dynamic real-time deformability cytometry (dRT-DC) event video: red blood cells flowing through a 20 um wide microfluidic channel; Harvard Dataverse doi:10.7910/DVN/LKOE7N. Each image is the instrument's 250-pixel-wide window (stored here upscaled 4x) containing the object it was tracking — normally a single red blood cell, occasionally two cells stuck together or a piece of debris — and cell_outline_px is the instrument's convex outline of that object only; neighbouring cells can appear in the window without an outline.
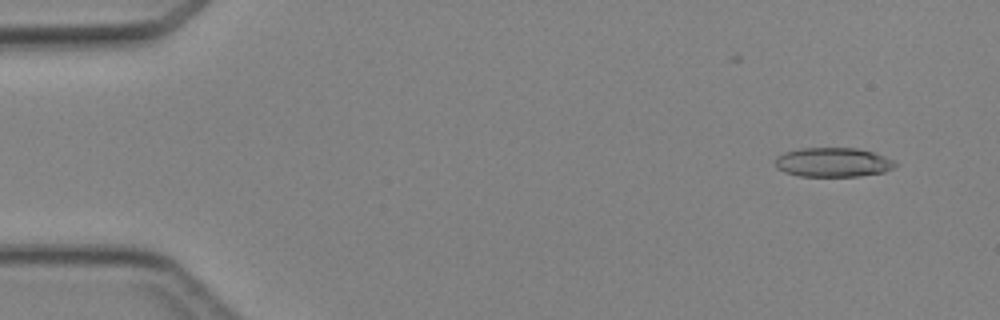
{"species": "Egyptian fruit bat (a non-hibernating species)", "species_latin": "Rousettus aegyptiacus", "temperature_condition": "cold", "stored_images_in_passage": 3, "camera_frame_rate_fps": 3000, "um_per_image_px": 0.085, "animal": {"sex": "female"}, "frame": {"image": 1, "passage_image": 1, "time_ms": 0.0, "image_size_px": [1000, 320], "cell_outline_px": [[896, 164], [892, 168], [884, 172], [860, 176], [800, 176], [784, 172], [776, 168], [776, 156], [784, 152], [800, 148], [856, 148], [872, 152], [884, 156], [892, 160]], "centroid_in_image_um": [70.76, 13.79], "position_along_channel_um": 14.2, "area_um2": 20.4}}
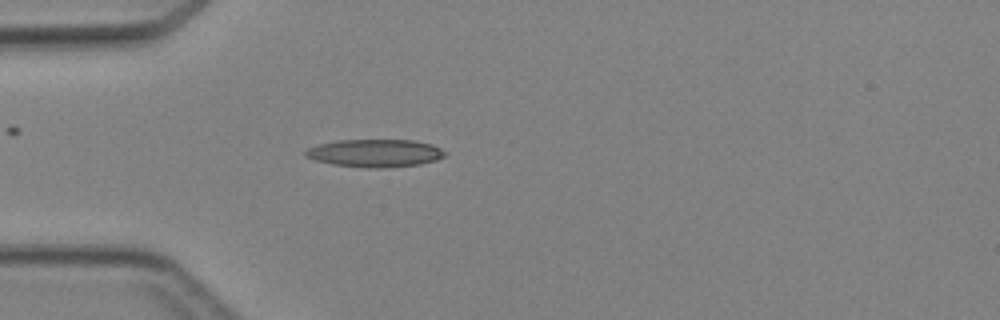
{"frame": {"image": 2, "passage_image": 3, "time_ms": 3.333, "image_size_px": [1000, 320], "cell_outline_px": [[448, 152], [444, 156], [436, 160], [420, 164], [384, 168], [368, 168], [332, 164], [316, 160], [308, 156], [304, 152], [308, 148], [320, 144], [340, 140], [412, 140], [432, 144]], "centroid_in_image_um": [31.93, 13.02], "position_along_channel_um": 53.1, "area_um2": 22.43}}